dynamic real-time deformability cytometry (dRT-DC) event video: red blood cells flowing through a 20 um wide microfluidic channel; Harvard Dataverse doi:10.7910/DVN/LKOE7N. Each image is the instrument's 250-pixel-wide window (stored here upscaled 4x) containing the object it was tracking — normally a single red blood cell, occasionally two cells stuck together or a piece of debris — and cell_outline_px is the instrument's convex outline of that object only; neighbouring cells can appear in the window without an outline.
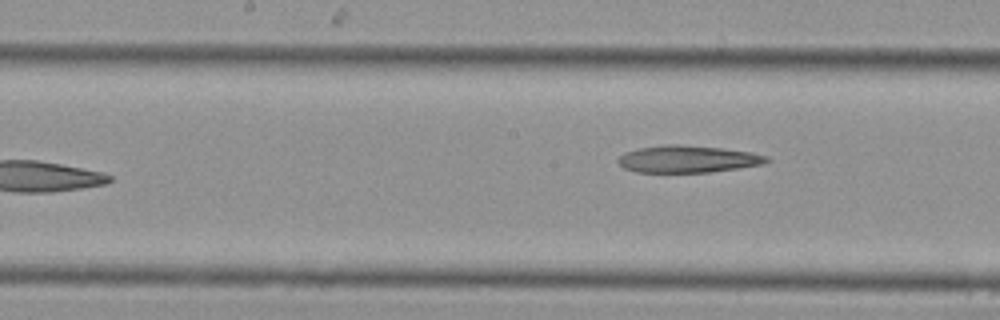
{"species": "Egyptian fruit bat (a non-hibernating species)", "species_latin": "Rousettus aegyptiacus", "temperature_condition": "cold", "stored_images_in_passage": 15, "camera_frame_rate_fps": 3000, "um_per_image_px": 0.085, "animal": {"sex": "female"}, "frame": {"image": 1, "passage_image": 15, "time_ms": 4.667, "image_size_px": [1000, 320], "cell_outline_px": [[772, 160], [764, 164], [708, 172], [636, 172], [624, 168], [616, 160], [624, 152], [640, 148], [664, 144], [680, 144], [720, 148], [752, 152], [768, 156]], "centroid_in_image_um": [58.47, 13.51], "position_along_channel_um": 189.7, "area_um2": 23.47}}